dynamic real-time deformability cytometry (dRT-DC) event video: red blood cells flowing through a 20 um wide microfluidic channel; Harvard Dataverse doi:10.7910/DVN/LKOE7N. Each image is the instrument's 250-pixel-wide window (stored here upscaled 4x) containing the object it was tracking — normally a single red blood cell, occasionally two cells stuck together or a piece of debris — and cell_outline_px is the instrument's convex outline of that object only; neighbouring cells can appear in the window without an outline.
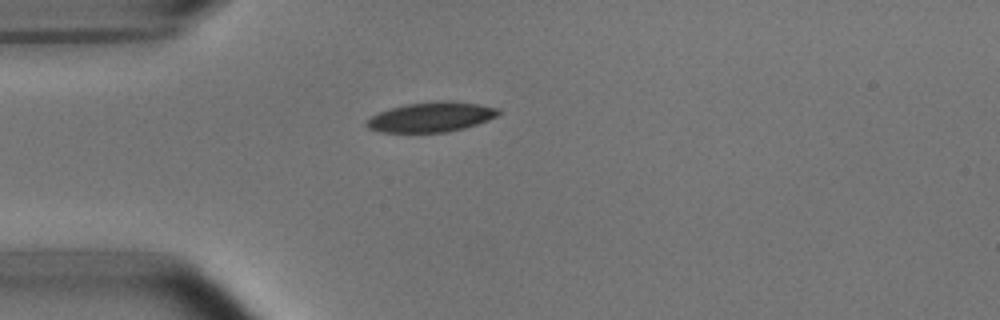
{"species": "common noctule bat (a hibernating species)", "species_latin": "Nyctalus noctula", "temperature_condition": "room temperature", "stored_images_in_passage": 40, "camera_frame_rate_fps": 3000, "um_per_image_px": 0.085, "animal": {"sex": "male", "body_mass_g": 15.6}, "frame": {"image": 1, "passage_image": 1, "time_ms": 0.0, "image_size_px": [1000, 320], "cell_outline_px": [[500, 112], [496, 116], [488, 120], [464, 128], [448, 132], [380, 132], [368, 128], [368, 120], [372, 116], [380, 112], [392, 108], [408, 104], [436, 100], [452, 100], [476, 104], [496, 108]], "centroid_in_image_um": [36.67, 9.94], "position_along_channel_um": 48.3, "area_um2": 22.6}}
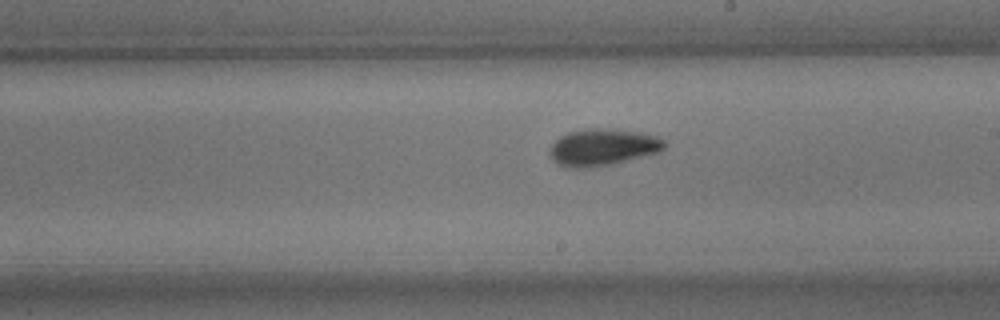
{"frame": {"image": 2, "passage_image": 17, "time_ms": 5.333, "image_size_px": [1000, 320], "cell_outline_px": [[668, 144], [660, 152], [612, 164], [588, 168], [568, 168], [556, 164], [552, 160], [548, 152], [552, 144], [560, 136], [568, 132], [584, 128], [600, 128], [640, 132], [656, 136], [664, 140]], "centroid_in_image_um": [51.21, 12.52], "position_along_channel_um": 237.8, "area_um2": 24.91}}
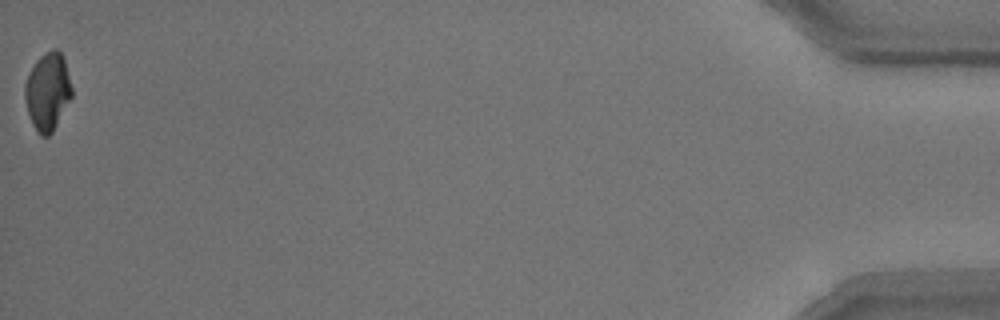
{"frame": {"image": 3, "passage_image": 40, "time_ms": 13.0, "image_size_px": [1000, 320], "cell_outline_px": [[72, 96], [52, 132], [48, 136], [40, 136], [36, 132], [32, 124], [28, 112], [24, 96], [24, 84], [36, 60], [44, 52], [52, 48], [56, 48], [60, 52], [64, 60], [72, 88]], "centroid_in_image_um": [4.04, 7.78], "position_along_channel_um": 431.2, "area_um2": 21.1}, "authors_computed_cell_mechanics": {"area_um2": 22.9466, "velocity_mm_per_s": 3.7528, "shape_relaxation_time_tau1_ms": 2.6093, "shape_relaxation_time_tau2_ms": 3.2345, "deformation_change_tau1": 0.1249, "deformation_change_tau2": 0.0831}}